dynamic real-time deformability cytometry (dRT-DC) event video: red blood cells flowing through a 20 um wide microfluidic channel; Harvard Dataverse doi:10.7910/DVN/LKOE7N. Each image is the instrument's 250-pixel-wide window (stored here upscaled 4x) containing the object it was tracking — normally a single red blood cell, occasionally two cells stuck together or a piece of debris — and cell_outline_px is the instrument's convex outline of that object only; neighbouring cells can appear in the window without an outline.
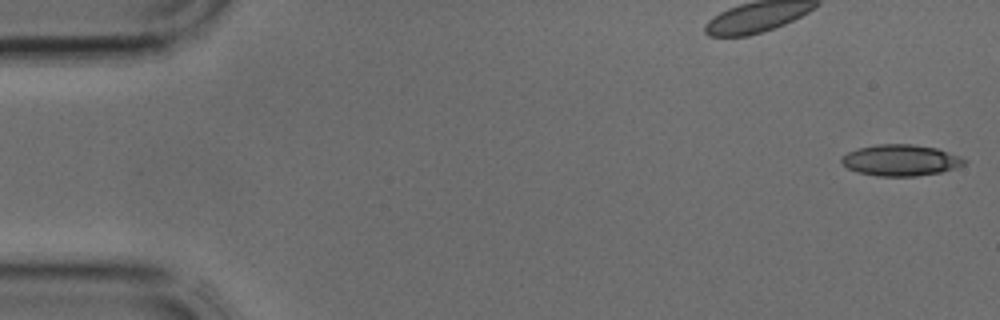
{"species": "common noctule bat (a hibernating species)", "species_latin": "Nyctalus noctula", "temperature_condition": "cold", "stored_images_in_passage": 9, "camera_frame_rate_fps": 3000, "um_per_image_px": 0.085, "animal": {"sex": "male", "body_mass_g": 17.9, "forearm_length_mm": 54.2}, "frame": {"image": 1, "passage_image": 1, "time_ms": 0.0, "image_size_px": [1000, 320], "cell_outline_px": [[968, 160], [964, 164], [956, 168], [940, 172], [916, 176], [876, 176], [856, 172], [848, 168], [840, 160], [848, 152], [860, 148], [876, 144], [912, 144], [936, 148], [960, 156]], "centroid_in_image_um": [76.57, 13.62], "position_along_channel_um": 8.4, "area_um2": 22.25}}